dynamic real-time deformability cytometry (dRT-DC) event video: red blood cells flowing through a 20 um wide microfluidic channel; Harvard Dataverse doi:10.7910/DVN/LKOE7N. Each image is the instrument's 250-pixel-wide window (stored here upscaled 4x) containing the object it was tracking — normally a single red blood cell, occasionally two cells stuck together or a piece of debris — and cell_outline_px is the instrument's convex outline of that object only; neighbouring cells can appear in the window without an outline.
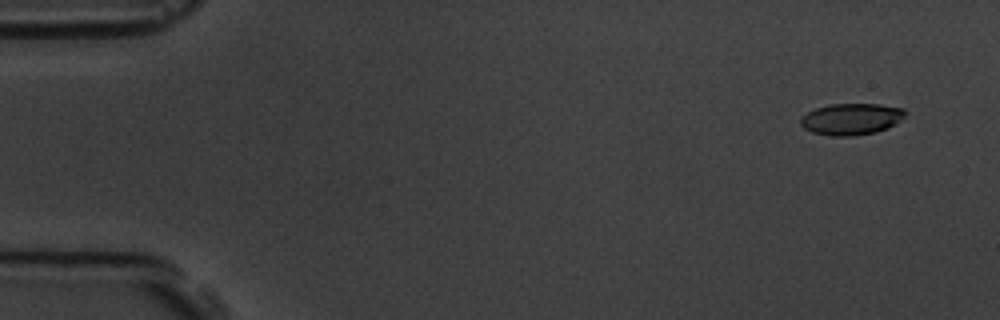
{"species": "common noctule bat (a hibernating species)", "species_latin": "Nyctalus noctula", "temperature_condition": "room temperature", "stored_images_in_passage": 5, "segment_of_instrument_passage": [1, 2], "camera_frame_rate_fps": 3000, "um_per_image_px": 0.085, "animal": {"sex": "male", "body_mass_g": 19.5, "forearm_length_mm": 54.6}, "frame": {"image": 1, "passage_image": 1, "time_ms": 0.0, "image_size_px": [1000, 320], "cell_outline_px": [[908, 112], [900, 120], [888, 128], [876, 132], [848, 136], [832, 136], [812, 132], [804, 128], [800, 124], [800, 116], [816, 108], [832, 104], [880, 104], [904, 108]], "centroid_in_image_um": [72.36, 10.11], "position_along_channel_um": 12.6, "area_um2": 19.25}}
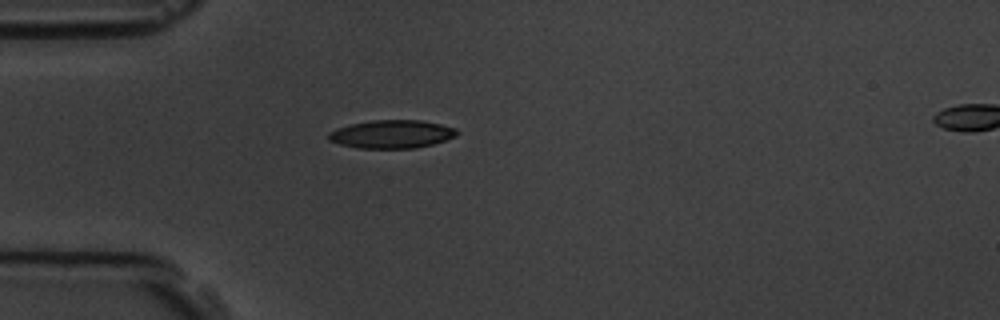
{"frame": {"image": 2, "passage_image": 4, "time_ms": 4.0, "image_size_px": [1000, 320], "cell_outline_px": [[460, 132], [456, 136], [432, 144], [416, 148], [356, 148], [340, 144], [328, 140], [328, 132], [336, 128], [348, 124], [372, 120], [420, 120], [440, 124], [456, 128]], "centroid_in_image_um": [33.27, 11.4], "position_along_channel_um": 51.7, "area_um2": 21.21}}